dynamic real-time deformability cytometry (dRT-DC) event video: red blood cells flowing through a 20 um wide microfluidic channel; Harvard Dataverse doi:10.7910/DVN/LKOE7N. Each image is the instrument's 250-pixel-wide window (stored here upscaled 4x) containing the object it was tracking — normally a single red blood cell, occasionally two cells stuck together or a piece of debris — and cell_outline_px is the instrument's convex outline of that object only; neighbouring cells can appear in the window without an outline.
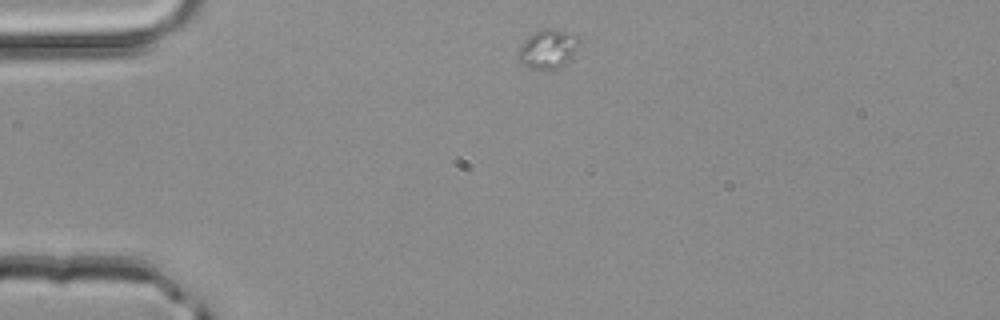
{"species": "common noctule bat (a hibernating species)", "species_latin": "Nyctalus noctula", "temperature_condition": "room temperature", "stored_images_in_passage": 2, "camera_frame_rate_fps": 3000, "um_per_image_px": 0.085, "animal": {"sex": "male", "body_mass_g": 20.4}, "frame": {"image": 1, "passage_image": 1, "time_ms": 0.0, "image_size_px": [1000, 320], "cell_outline_px": [[580, 44], [572, 56], [564, 64], [556, 68], [532, 68], [520, 64], [516, 56], [516, 52], [536, 32], [544, 28], [552, 28], [576, 32], [580, 36]], "centroid_in_image_um": [46.63, 4.13], "position_along_channel_um": 38.4, "area_um2": 13.81}}